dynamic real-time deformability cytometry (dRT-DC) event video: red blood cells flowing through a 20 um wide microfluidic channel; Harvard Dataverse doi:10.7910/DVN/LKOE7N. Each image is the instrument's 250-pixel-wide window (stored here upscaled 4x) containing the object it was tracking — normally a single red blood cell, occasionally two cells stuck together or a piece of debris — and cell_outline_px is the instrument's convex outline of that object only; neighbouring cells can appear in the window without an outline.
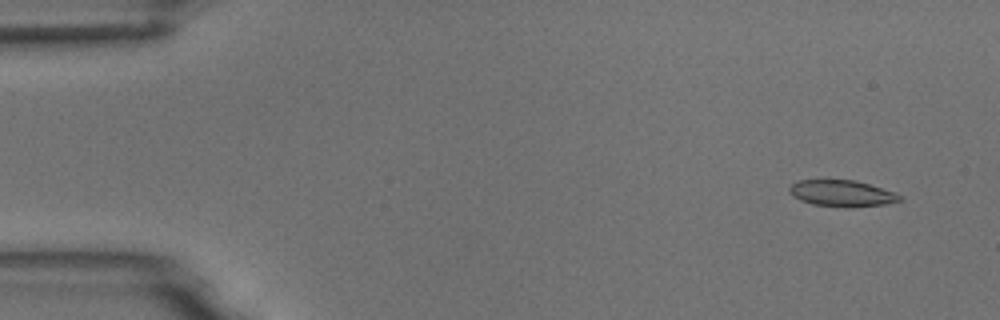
{"species": "common noctule bat (a hibernating species)", "species_latin": "Nyctalus noctula", "temperature_condition": "room temperature", "stored_images_in_passage": 13, "camera_frame_rate_fps": 3000, "um_per_image_px": 0.085, "animal": {"sex": "male", "body_mass_g": 18.8}, "frame": {"image": 1, "passage_image": 4, "time_ms": 1.0, "image_size_px": [1000, 320], "cell_outline_px": [[904, 200], [884, 204], [848, 208], [844, 208], [812, 204], [800, 200], [792, 196], [788, 188], [792, 184], [800, 180], [856, 180], [896, 192], [904, 196]], "centroid_in_image_um": [71.61, 16.45], "position_along_channel_um": 13.4, "area_um2": 17.22}}